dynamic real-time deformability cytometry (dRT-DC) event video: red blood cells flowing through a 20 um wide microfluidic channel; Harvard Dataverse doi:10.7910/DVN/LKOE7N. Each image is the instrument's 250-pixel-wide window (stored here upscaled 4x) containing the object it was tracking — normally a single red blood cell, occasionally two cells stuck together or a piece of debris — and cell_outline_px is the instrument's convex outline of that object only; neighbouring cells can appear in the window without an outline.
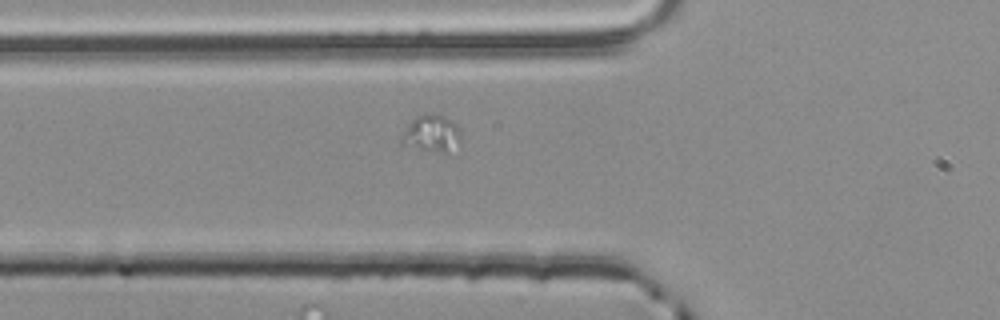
{"species": "common noctule bat (a hibernating species)", "species_latin": "Nyctalus noctula", "temperature_condition": "room temperature", "stored_images_in_passage": 5, "segment_of_instrument_passage": [2, 2], "camera_frame_rate_fps": 3000, "um_per_image_px": 0.085, "animal": {"sex": "male", "body_mass_g": 20.4}, "frame": {"image": 1, "passage_image": 5, "time_ms": 1.333, "image_size_px": [1000, 320], "cell_outline_px": [[460, 144], [448, 156], [400, 144], [400, 140], [412, 120], [416, 116], [428, 112], [436, 112], [452, 120], [456, 124], [460, 132]], "centroid_in_image_um": [36.75, 11.38], "position_along_channel_um": 89.0, "area_um2": 13.35}}